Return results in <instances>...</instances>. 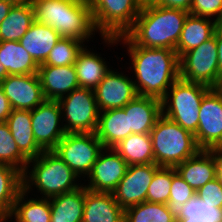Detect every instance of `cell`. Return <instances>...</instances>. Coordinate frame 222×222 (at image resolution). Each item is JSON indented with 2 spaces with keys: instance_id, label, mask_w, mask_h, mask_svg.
<instances>
[{
  "instance_id": "cell-23",
  "label": "cell",
  "mask_w": 222,
  "mask_h": 222,
  "mask_svg": "<svg viewBox=\"0 0 222 222\" xmlns=\"http://www.w3.org/2000/svg\"><path fill=\"white\" fill-rule=\"evenodd\" d=\"M218 25L219 23L210 18L188 14L175 49L179 58L185 52L212 38Z\"/></svg>"
},
{
  "instance_id": "cell-24",
  "label": "cell",
  "mask_w": 222,
  "mask_h": 222,
  "mask_svg": "<svg viewBox=\"0 0 222 222\" xmlns=\"http://www.w3.org/2000/svg\"><path fill=\"white\" fill-rule=\"evenodd\" d=\"M6 123L20 152L28 160L34 159L43 152L34 139L30 110L12 109Z\"/></svg>"
},
{
  "instance_id": "cell-10",
  "label": "cell",
  "mask_w": 222,
  "mask_h": 222,
  "mask_svg": "<svg viewBox=\"0 0 222 222\" xmlns=\"http://www.w3.org/2000/svg\"><path fill=\"white\" fill-rule=\"evenodd\" d=\"M103 149L95 132H78L66 133L53 151L83 180L90 174Z\"/></svg>"
},
{
  "instance_id": "cell-22",
  "label": "cell",
  "mask_w": 222,
  "mask_h": 222,
  "mask_svg": "<svg viewBox=\"0 0 222 222\" xmlns=\"http://www.w3.org/2000/svg\"><path fill=\"white\" fill-rule=\"evenodd\" d=\"M61 38L52 27L34 21L19 43L41 65Z\"/></svg>"
},
{
  "instance_id": "cell-31",
  "label": "cell",
  "mask_w": 222,
  "mask_h": 222,
  "mask_svg": "<svg viewBox=\"0 0 222 222\" xmlns=\"http://www.w3.org/2000/svg\"><path fill=\"white\" fill-rule=\"evenodd\" d=\"M23 190V173L0 163V218L10 216L14 202Z\"/></svg>"
},
{
  "instance_id": "cell-1",
  "label": "cell",
  "mask_w": 222,
  "mask_h": 222,
  "mask_svg": "<svg viewBox=\"0 0 222 222\" xmlns=\"http://www.w3.org/2000/svg\"><path fill=\"white\" fill-rule=\"evenodd\" d=\"M102 40L107 47L116 46L120 42L124 47L126 45L138 95L162 100L173 83L180 78L179 56L175 50L133 45L124 35L102 37Z\"/></svg>"
},
{
  "instance_id": "cell-15",
  "label": "cell",
  "mask_w": 222,
  "mask_h": 222,
  "mask_svg": "<svg viewBox=\"0 0 222 222\" xmlns=\"http://www.w3.org/2000/svg\"><path fill=\"white\" fill-rule=\"evenodd\" d=\"M130 77L112 68L94 89L100 112L125 107L138 93Z\"/></svg>"
},
{
  "instance_id": "cell-35",
  "label": "cell",
  "mask_w": 222,
  "mask_h": 222,
  "mask_svg": "<svg viewBox=\"0 0 222 222\" xmlns=\"http://www.w3.org/2000/svg\"><path fill=\"white\" fill-rule=\"evenodd\" d=\"M196 196V192L189 186L172 167V185L169 201L167 203L169 212L178 218L181 215L183 205Z\"/></svg>"
},
{
  "instance_id": "cell-40",
  "label": "cell",
  "mask_w": 222,
  "mask_h": 222,
  "mask_svg": "<svg viewBox=\"0 0 222 222\" xmlns=\"http://www.w3.org/2000/svg\"><path fill=\"white\" fill-rule=\"evenodd\" d=\"M151 3L167 8L183 9L189 12L193 0H149Z\"/></svg>"
},
{
  "instance_id": "cell-7",
  "label": "cell",
  "mask_w": 222,
  "mask_h": 222,
  "mask_svg": "<svg viewBox=\"0 0 222 222\" xmlns=\"http://www.w3.org/2000/svg\"><path fill=\"white\" fill-rule=\"evenodd\" d=\"M145 0H91L94 27L100 37H119L134 24Z\"/></svg>"
},
{
  "instance_id": "cell-37",
  "label": "cell",
  "mask_w": 222,
  "mask_h": 222,
  "mask_svg": "<svg viewBox=\"0 0 222 222\" xmlns=\"http://www.w3.org/2000/svg\"><path fill=\"white\" fill-rule=\"evenodd\" d=\"M178 218H187V221L222 222V209L209 207L197 196H194L183 205Z\"/></svg>"
},
{
  "instance_id": "cell-46",
  "label": "cell",
  "mask_w": 222,
  "mask_h": 222,
  "mask_svg": "<svg viewBox=\"0 0 222 222\" xmlns=\"http://www.w3.org/2000/svg\"><path fill=\"white\" fill-rule=\"evenodd\" d=\"M6 1H10L13 4H22V3L29 2L30 0H6Z\"/></svg>"
},
{
  "instance_id": "cell-30",
  "label": "cell",
  "mask_w": 222,
  "mask_h": 222,
  "mask_svg": "<svg viewBox=\"0 0 222 222\" xmlns=\"http://www.w3.org/2000/svg\"><path fill=\"white\" fill-rule=\"evenodd\" d=\"M113 149L128 165L154 163L150 133H132L115 145Z\"/></svg>"
},
{
  "instance_id": "cell-2",
  "label": "cell",
  "mask_w": 222,
  "mask_h": 222,
  "mask_svg": "<svg viewBox=\"0 0 222 222\" xmlns=\"http://www.w3.org/2000/svg\"><path fill=\"white\" fill-rule=\"evenodd\" d=\"M188 14L183 9L158 6L145 0L133 26L124 36L133 45L175 50Z\"/></svg>"
},
{
  "instance_id": "cell-26",
  "label": "cell",
  "mask_w": 222,
  "mask_h": 222,
  "mask_svg": "<svg viewBox=\"0 0 222 222\" xmlns=\"http://www.w3.org/2000/svg\"><path fill=\"white\" fill-rule=\"evenodd\" d=\"M86 187L60 194L49 199L50 222H82Z\"/></svg>"
},
{
  "instance_id": "cell-41",
  "label": "cell",
  "mask_w": 222,
  "mask_h": 222,
  "mask_svg": "<svg viewBox=\"0 0 222 222\" xmlns=\"http://www.w3.org/2000/svg\"><path fill=\"white\" fill-rule=\"evenodd\" d=\"M12 108L8 98L5 96L0 87V122H6L8 116L11 114Z\"/></svg>"
},
{
  "instance_id": "cell-42",
  "label": "cell",
  "mask_w": 222,
  "mask_h": 222,
  "mask_svg": "<svg viewBox=\"0 0 222 222\" xmlns=\"http://www.w3.org/2000/svg\"><path fill=\"white\" fill-rule=\"evenodd\" d=\"M218 50V66L219 72L222 76V24H219L214 32Z\"/></svg>"
},
{
  "instance_id": "cell-44",
  "label": "cell",
  "mask_w": 222,
  "mask_h": 222,
  "mask_svg": "<svg viewBox=\"0 0 222 222\" xmlns=\"http://www.w3.org/2000/svg\"><path fill=\"white\" fill-rule=\"evenodd\" d=\"M13 5L10 1L0 0V23L7 17Z\"/></svg>"
},
{
  "instance_id": "cell-4",
  "label": "cell",
  "mask_w": 222,
  "mask_h": 222,
  "mask_svg": "<svg viewBox=\"0 0 222 222\" xmlns=\"http://www.w3.org/2000/svg\"><path fill=\"white\" fill-rule=\"evenodd\" d=\"M78 180L76 173L53 150L43 151L28 161L23 189L30 193L34 187L42 195L40 198L50 199L81 187L83 184Z\"/></svg>"
},
{
  "instance_id": "cell-14",
  "label": "cell",
  "mask_w": 222,
  "mask_h": 222,
  "mask_svg": "<svg viewBox=\"0 0 222 222\" xmlns=\"http://www.w3.org/2000/svg\"><path fill=\"white\" fill-rule=\"evenodd\" d=\"M126 161L113 149L104 148L86 177L84 186L94 192L112 193L128 169Z\"/></svg>"
},
{
  "instance_id": "cell-9",
  "label": "cell",
  "mask_w": 222,
  "mask_h": 222,
  "mask_svg": "<svg viewBox=\"0 0 222 222\" xmlns=\"http://www.w3.org/2000/svg\"><path fill=\"white\" fill-rule=\"evenodd\" d=\"M66 133H93L97 129L99 109L94 90L79 87L58 100Z\"/></svg>"
},
{
  "instance_id": "cell-27",
  "label": "cell",
  "mask_w": 222,
  "mask_h": 222,
  "mask_svg": "<svg viewBox=\"0 0 222 222\" xmlns=\"http://www.w3.org/2000/svg\"><path fill=\"white\" fill-rule=\"evenodd\" d=\"M35 21L31 1L14 4L7 17L0 23V42L19 41Z\"/></svg>"
},
{
  "instance_id": "cell-21",
  "label": "cell",
  "mask_w": 222,
  "mask_h": 222,
  "mask_svg": "<svg viewBox=\"0 0 222 222\" xmlns=\"http://www.w3.org/2000/svg\"><path fill=\"white\" fill-rule=\"evenodd\" d=\"M95 134L104 148H113L127 138L131 134V129H129L128 115L124 109L117 108L99 112Z\"/></svg>"
},
{
  "instance_id": "cell-33",
  "label": "cell",
  "mask_w": 222,
  "mask_h": 222,
  "mask_svg": "<svg viewBox=\"0 0 222 222\" xmlns=\"http://www.w3.org/2000/svg\"><path fill=\"white\" fill-rule=\"evenodd\" d=\"M28 161L20 152L8 124L0 122V163L10 165L24 173Z\"/></svg>"
},
{
  "instance_id": "cell-5",
  "label": "cell",
  "mask_w": 222,
  "mask_h": 222,
  "mask_svg": "<svg viewBox=\"0 0 222 222\" xmlns=\"http://www.w3.org/2000/svg\"><path fill=\"white\" fill-rule=\"evenodd\" d=\"M154 163L159 167H176L201 149L195 136L163 114L150 132Z\"/></svg>"
},
{
  "instance_id": "cell-28",
  "label": "cell",
  "mask_w": 222,
  "mask_h": 222,
  "mask_svg": "<svg viewBox=\"0 0 222 222\" xmlns=\"http://www.w3.org/2000/svg\"><path fill=\"white\" fill-rule=\"evenodd\" d=\"M27 196V197H26ZM28 198V193L23 189L17 196L12 213L4 217L6 221L14 218L16 222H50V201L46 198ZM38 198V199H37Z\"/></svg>"
},
{
  "instance_id": "cell-17",
  "label": "cell",
  "mask_w": 222,
  "mask_h": 222,
  "mask_svg": "<svg viewBox=\"0 0 222 222\" xmlns=\"http://www.w3.org/2000/svg\"><path fill=\"white\" fill-rule=\"evenodd\" d=\"M37 74L46 100L58 101L79 88L74 65H39Z\"/></svg>"
},
{
  "instance_id": "cell-50",
  "label": "cell",
  "mask_w": 222,
  "mask_h": 222,
  "mask_svg": "<svg viewBox=\"0 0 222 222\" xmlns=\"http://www.w3.org/2000/svg\"><path fill=\"white\" fill-rule=\"evenodd\" d=\"M81 1H85V2H88V3H89L91 0H81Z\"/></svg>"
},
{
  "instance_id": "cell-16",
  "label": "cell",
  "mask_w": 222,
  "mask_h": 222,
  "mask_svg": "<svg viewBox=\"0 0 222 222\" xmlns=\"http://www.w3.org/2000/svg\"><path fill=\"white\" fill-rule=\"evenodd\" d=\"M0 87L12 109L31 111L46 100L38 74L8 75Z\"/></svg>"
},
{
  "instance_id": "cell-18",
  "label": "cell",
  "mask_w": 222,
  "mask_h": 222,
  "mask_svg": "<svg viewBox=\"0 0 222 222\" xmlns=\"http://www.w3.org/2000/svg\"><path fill=\"white\" fill-rule=\"evenodd\" d=\"M177 174L197 192L207 182L217 177L214 149L200 150L175 167Z\"/></svg>"
},
{
  "instance_id": "cell-20",
  "label": "cell",
  "mask_w": 222,
  "mask_h": 222,
  "mask_svg": "<svg viewBox=\"0 0 222 222\" xmlns=\"http://www.w3.org/2000/svg\"><path fill=\"white\" fill-rule=\"evenodd\" d=\"M82 222H124V209L112 193L94 192L86 188Z\"/></svg>"
},
{
  "instance_id": "cell-12",
  "label": "cell",
  "mask_w": 222,
  "mask_h": 222,
  "mask_svg": "<svg viewBox=\"0 0 222 222\" xmlns=\"http://www.w3.org/2000/svg\"><path fill=\"white\" fill-rule=\"evenodd\" d=\"M61 119V107L58 101L45 100L31 110L34 139L43 151L54 150L66 134Z\"/></svg>"
},
{
  "instance_id": "cell-13",
  "label": "cell",
  "mask_w": 222,
  "mask_h": 222,
  "mask_svg": "<svg viewBox=\"0 0 222 222\" xmlns=\"http://www.w3.org/2000/svg\"><path fill=\"white\" fill-rule=\"evenodd\" d=\"M155 163L129 165L126 174L112 192L115 201L124 210L146 201V195L155 171Z\"/></svg>"
},
{
  "instance_id": "cell-34",
  "label": "cell",
  "mask_w": 222,
  "mask_h": 222,
  "mask_svg": "<svg viewBox=\"0 0 222 222\" xmlns=\"http://www.w3.org/2000/svg\"><path fill=\"white\" fill-rule=\"evenodd\" d=\"M85 43L74 38L62 37L49 52L46 60L41 65L68 66L74 65Z\"/></svg>"
},
{
  "instance_id": "cell-36",
  "label": "cell",
  "mask_w": 222,
  "mask_h": 222,
  "mask_svg": "<svg viewBox=\"0 0 222 222\" xmlns=\"http://www.w3.org/2000/svg\"><path fill=\"white\" fill-rule=\"evenodd\" d=\"M172 185V167H159L149 185L146 201L167 204Z\"/></svg>"
},
{
  "instance_id": "cell-6",
  "label": "cell",
  "mask_w": 222,
  "mask_h": 222,
  "mask_svg": "<svg viewBox=\"0 0 222 222\" xmlns=\"http://www.w3.org/2000/svg\"><path fill=\"white\" fill-rule=\"evenodd\" d=\"M211 88L179 78L167 91L162 101V114L183 129L195 134L203 96Z\"/></svg>"
},
{
  "instance_id": "cell-45",
  "label": "cell",
  "mask_w": 222,
  "mask_h": 222,
  "mask_svg": "<svg viewBox=\"0 0 222 222\" xmlns=\"http://www.w3.org/2000/svg\"><path fill=\"white\" fill-rule=\"evenodd\" d=\"M8 72L2 64H0V83L8 76Z\"/></svg>"
},
{
  "instance_id": "cell-19",
  "label": "cell",
  "mask_w": 222,
  "mask_h": 222,
  "mask_svg": "<svg viewBox=\"0 0 222 222\" xmlns=\"http://www.w3.org/2000/svg\"><path fill=\"white\" fill-rule=\"evenodd\" d=\"M123 109L128 115L131 134L150 133L162 115V101L154 97L137 95Z\"/></svg>"
},
{
  "instance_id": "cell-49",
  "label": "cell",
  "mask_w": 222,
  "mask_h": 222,
  "mask_svg": "<svg viewBox=\"0 0 222 222\" xmlns=\"http://www.w3.org/2000/svg\"><path fill=\"white\" fill-rule=\"evenodd\" d=\"M219 89L222 91V81H221V84L219 86Z\"/></svg>"
},
{
  "instance_id": "cell-39",
  "label": "cell",
  "mask_w": 222,
  "mask_h": 222,
  "mask_svg": "<svg viewBox=\"0 0 222 222\" xmlns=\"http://www.w3.org/2000/svg\"><path fill=\"white\" fill-rule=\"evenodd\" d=\"M196 196L207 206L222 209V182L216 177L202 186Z\"/></svg>"
},
{
  "instance_id": "cell-8",
  "label": "cell",
  "mask_w": 222,
  "mask_h": 222,
  "mask_svg": "<svg viewBox=\"0 0 222 222\" xmlns=\"http://www.w3.org/2000/svg\"><path fill=\"white\" fill-rule=\"evenodd\" d=\"M180 78L219 88L222 76L218 66V50L215 35L179 58Z\"/></svg>"
},
{
  "instance_id": "cell-3",
  "label": "cell",
  "mask_w": 222,
  "mask_h": 222,
  "mask_svg": "<svg viewBox=\"0 0 222 222\" xmlns=\"http://www.w3.org/2000/svg\"><path fill=\"white\" fill-rule=\"evenodd\" d=\"M35 21L52 27L61 37L89 42L97 32L88 2L32 0ZM93 35V36H92Z\"/></svg>"
},
{
  "instance_id": "cell-48",
  "label": "cell",
  "mask_w": 222,
  "mask_h": 222,
  "mask_svg": "<svg viewBox=\"0 0 222 222\" xmlns=\"http://www.w3.org/2000/svg\"><path fill=\"white\" fill-rule=\"evenodd\" d=\"M0 222H6L4 218H0Z\"/></svg>"
},
{
  "instance_id": "cell-29",
  "label": "cell",
  "mask_w": 222,
  "mask_h": 222,
  "mask_svg": "<svg viewBox=\"0 0 222 222\" xmlns=\"http://www.w3.org/2000/svg\"><path fill=\"white\" fill-rule=\"evenodd\" d=\"M0 64L9 75L37 74L39 68L19 41L0 42Z\"/></svg>"
},
{
  "instance_id": "cell-38",
  "label": "cell",
  "mask_w": 222,
  "mask_h": 222,
  "mask_svg": "<svg viewBox=\"0 0 222 222\" xmlns=\"http://www.w3.org/2000/svg\"><path fill=\"white\" fill-rule=\"evenodd\" d=\"M189 14L210 18L222 24V0H193Z\"/></svg>"
},
{
  "instance_id": "cell-25",
  "label": "cell",
  "mask_w": 222,
  "mask_h": 222,
  "mask_svg": "<svg viewBox=\"0 0 222 222\" xmlns=\"http://www.w3.org/2000/svg\"><path fill=\"white\" fill-rule=\"evenodd\" d=\"M86 45L74 63L79 87L94 90L109 72L110 66L101 54L94 53Z\"/></svg>"
},
{
  "instance_id": "cell-11",
  "label": "cell",
  "mask_w": 222,
  "mask_h": 222,
  "mask_svg": "<svg viewBox=\"0 0 222 222\" xmlns=\"http://www.w3.org/2000/svg\"><path fill=\"white\" fill-rule=\"evenodd\" d=\"M194 136L201 150L222 148V91L219 88H211L203 96Z\"/></svg>"
},
{
  "instance_id": "cell-47",
  "label": "cell",
  "mask_w": 222,
  "mask_h": 222,
  "mask_svg": "<svg viewBox=\"0 0 222 222\" xmlns=\"http://www.w3.org/2000/svg\"><path fill=\"white\" fill-rule=\"evenodd\" d=\"M176 222H198V221H187V218H176Z\"/></svg>"
},
{
  "instance_id": "cell-43",
  "label": "cell",
  "mask_w": 222,
  "mask_h": 222,
  "mask_svg": "<svg viewBox=\"0 0 222 222\" xmlns=\"http://www.w3.org/2000/svg\"><path fill=\"white\" fill-rule=\"evenodd\" d=\"M214 156L217 166V178L222 182V148L214 149Z\"/></svg>"
},
{
  "instance_id": "cell-32",
  "label": "cell",
  "mask_w": 222,
  "mask_h": 222,
  "mask_svg": "<svg viewBox=\"0 0 222 222\" xmlns=\"http://www.w3.org/2000/svg\"><path fill=\"white\" fill-rule=\"evenodd\" d=\"M124 222H176L167 204L144 201L124 210Z\"/></svg>"
}]
</instances>
